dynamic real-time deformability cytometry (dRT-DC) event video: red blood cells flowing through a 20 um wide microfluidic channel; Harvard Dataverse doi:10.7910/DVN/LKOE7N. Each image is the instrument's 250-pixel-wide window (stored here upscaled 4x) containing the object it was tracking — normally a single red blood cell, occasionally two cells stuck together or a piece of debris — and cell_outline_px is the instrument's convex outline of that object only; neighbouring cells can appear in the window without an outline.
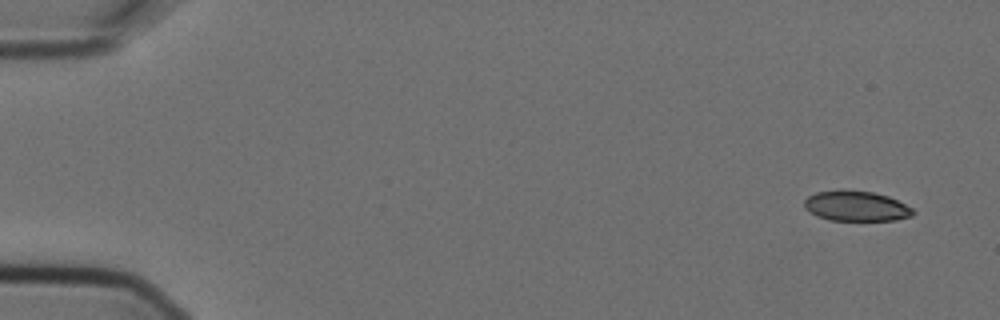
{"species": "Egyptian fruit bat (a non-hibernating species)", "species_latin": "Rousettus aegyptiacus", "temperature_condition": "cold", "stored_images_in_passage": 4, "camera_frame_rate_fps": 3000, "um_per_image_px": 0.085, "animal": {"sex": "female"}, "frame": {"image": 1, "passage_image": 1, "time_ms": 0.0, "image_size_px": [1000, 320], "cell_outline_px": [[916, 212], [912, 216], [896, 220], [828, 220], [816, 216], [808, 212], [804, 208], [804, 200], [808, 196], [816, 192], [872, 192], [888, 196], [912, 208]], "centroid_in_image_um": [72.77, 17.56], "position_along_channel_um": 12.2, "area_um2": 18.67}}
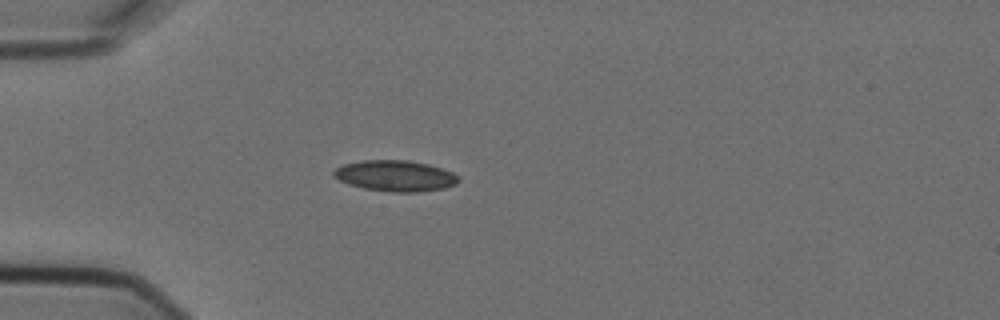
{"frame": {"image": 2, "passage_image": 4, "time_ms": 1.0, "image_size_px": [1000, 320], "cell_outline_px": [[460, 180], [456, 184], [444, 188], [416, 192], [388, 192], [364, 188], [348, 184], [332, 176], [332, 172], [336, 168], [344, 164], [360, 160], [408, 160], [428, 164], [452, 172]], "centroid_in_image_um": [33.57, 14.94], "position_along_channel_um": 51.4, "area_um2": 22.48}}